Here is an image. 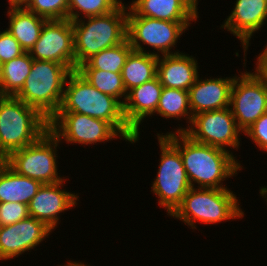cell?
I'll return each mask as SVG.
<instances>
[{
  "mask_svg": "<svg viewBox=\"0 0 267 266\" xmlns=\"http://www.w3.org/2000/svg\"><path fill=\"white\" fill-rule=\"evenodd\" d=\"M61 106L58 112H75L109 122L131 143L136 132L127 124L123 104L110 95L100 92L77 71H72L66 80Z\"/></svg>",
  "mask_w": 267,
  "mask_h": 266,
  "instance_id": "2",
  "label": "cell"
},
{
  "mask_svg": "<svg viewBox=\"0 0 267 266\" xmlns=\"http://www.w3.org/2000/svg\"><path fill=\"white\" fill-rule=\"evenodd\" d=\"M156 114L166 118V120L171 118L174 120L186 119L188 128L193 117L188 91L163 87Z\"/></svg>",
  "mask_w": 267,
  "mask_h": 266,
  "instance_id": "25",
  "label": "cell"
},
{
  "mask_svg": "<svg viewBox=\"0 0 267 266\" xmlns=\"http://www.w3.org/2000/svg\"><path fill=\"white\" fill-rule=\"evenodd\" d=\"M28 0H19V5H24Z\"/></svg>",
  "mask_w": 267,
  "mask_h": 266,
  "instance_id": "40",
  "label": "cell"
},
{
  "mask_svg": "<svg viewBox=\"0 0 267 266\" xmlns=\"http://www.w3.org/2000/svg\"><path fill=\"white\" fill-rule=\"evenodd\" d=\"M8 32L19 42L25 52H29L38 41L47 19L27 10L23 5H9Z\"/></svg>",
  "mask_w": 267,
  "mask_h": 266,
  "instance_id": "21",
  "label": "cell"
},
{
  "mask_svg": "<svg viewBox=\"0 0 267 266\" xmlns=\"http://www.w3.org/2000/svg\"><path fill=\"white\" fill-rule=\"evenodd\" d=\"M164 136L179 150L193 188H228L223 182L244 168L231 150L196 142L184 132L170 131Z\"/></svg>",
  "mask_w": 267,
  "mask_h": 266,
  "instance_id": "1",
  "label": "cell"
},
{
  "mask_svg": "<svg viewBox=\"0 0 267 266\" xmlns=\"http://www.w3.org/2000/svg\"><path fill=\"white\" fill-rule=\"evenodd\" d=\"M235 76L201 79L199 75L194 85L188 90L192 116L204 111L229 107L230 92Z\"/></svg>",
  "mask_w": 267,
  "mask_h": 266,
  "instance_id": "18",
  "label": "cell"
},
{
  "mask_svg": "<svg viewBox=\"0 0 267 266\" xmlns=\"http://www.w3.org/2000/svg\"><path fill=\"white\" fill-rule=\"evenodd\" d=\"M59 266H90V265H87L85 263H82L80 261H72V260H69L67 261V263L65 265H59Z\"/></svg>",
  "mask_w": 267,
  "mask_h": 266,
  "instance_id": "36",
  "label": "cell"
},
{
  "mask_svg": "<svg viewBox=\"0 0 267 266\" xmlns=\"http://www.w3.org/2000/svg\"><path fill=\"white\" fill-rule=\"evenodd\" d=\"M258 146L260 151L267 153V113L257 119L244 133Z\"/></svg>",
  "mask_w": 267,
  "mask_h": 266,
  "instance_id": "32",
  "label": "cell"
},
{
  "mask_svg": "<svg viewBox=\"0 0 267 266\" xmlns=\"http://www.w3.org/2000/svg\"><path fill=\"white\" fill-rule=\"evenodd\" d=\"M196 57L183 52L160 55L157 61V77L166 88L188 91L200 75Z\"/></svg>",
  "mask_w": 267,
  "mask_h": 266,
  "instance_id": "19",
  "label": "cell"
},
{
  "mask_svg": "<svg viewBox=\"0 0 267 266\" xmlns=\"http://www.w3.org/2000/svg\"><path fill=\"white\" fill-rule=\"evenodd\" d=\"M127 5L137 16L167 20L171 22H191L199 18L182 0H132Z\"/></svg>",
  "mask_w": 267,
  "mask_h": 266,
  "instance_id": "20",
  "label": "cell"
},
{
  "mask_svg": "<svg viewBox=\"0 0 267 266\" xmlns=\"http://www.w3.org/2000/svg\"><path fill=\"white\" fill-rule=\"evenodd\" d=\"M7 159L6 154L0 149V170L7 165Z\"/></svg>",
  "mask_w": 267,
  "mask_h": 266,
  "instance_id": "35",
  "label": "cell"
},
{
  "mask_svg": "<svg viewBox=\"0 0 267 266\" xmlns=\"http://www.w3.org/2000/svg\"><path fill=\"white\" fill-rule=\"evenodd\" d=\"M234 8L220 26L240 40L244 51V67L246 53L254 33L261 31L267 22V0H236Z\"/></svg>",
  "mask_w": 267,
  "mask_h": 266,
  "instance_id": "16",
  "label": "cell"
},
{
  "mask_svg": "<svg viewBox=\"0 0 267 266\" xmlns=\"http://www.w3.org/2000/svg\"><path fill=\"white\" fill-rule=\"evenodd\" d=\"M66 179L54 184H42L28 204L29 216L44 222L52 230L59 224L61 213L75 208L77 201H80L78 193L63 189Z\"/></svg>",
  "mask_w": 267,
  "mask_h": 266,
  "instance_id": "15",
  "label": "cell"
},
{
  "mask_svg": "<svg viewBox=\"0 0 267 266\" xmlns=\"http://www.w3.org/2000/svg\"><path fill=\"white\" fill-rule=\"evenodd\" d=\"M44 222L27 218L0 228V260H11L25 252H31L52 233Z\"/></svg>",
  "mask_w": 267,
  "mask_h": 266,
  "instance_id": "14",
  "label": "cell"
},
{
  "mask_svg": "<svg viewBox=\"0 0 267 266\" xmlns=\"http://www.w3.org/2000/svg\"><path fill=\"white\" fill-rule=\"evenodd\" d=\"M157 133L160 161L151 192L157 196L158 205L171 215L181 204L191 188L179 150L163 135Z\"/></svg>",
  "mask_w": 267,
  "mask_h": 266,
  "instance_id": "7",
  "label": "cell"
},
{
  "mask_svg": "<svg viewBox=\"0 0 267 266\" xmlns=\"http://www.w3.org/2000/svg\"><path fill=\"white\" fill-rule=\"evenodd\" d=\"M5 97L4 93L2 92V90L0 89V102L3 100V98Z\"/></svg>",
  "mask_w": 267,
  "mask_h": 266,
  "instance_id": "39",
  "label": "cell"
},
{
  "mask_svg": "<svg viewBox=\"0 0 267 266\" xmlns=\"http://www.w3.org/2000/svg\"><path fill=\"white\" fill-rule=\"evenodd\" d=\"M42 183L15 172L8 164L0 170V203L28 205Z\"/></svg>",
  "mask_w": 267,
  "mask_h": 266,
  "instance_id": "22",
  "label": "cell"
},
{
  "mask_svg": "<svg viewBox=\"0 0 267 266\" xmlns=\"http://www.w3.org/2000/svg\"><path fill=\"white\" fill-rule=\"evenodd\" d=\"M69 0H28L23 6L47 20L68 19Z\"/></svg>",
  "mask_w": 267,
  "mask_h": 266,
  "instance_id": "29",
  "label": "cell"
},
{
  "mask_svg": "<svg viewBox=\"0 0 267 266\" xmlns=\"http://www.w3.org/2000/svg\"><path fill=\"white\" fill-rule=\"evenodd\" d=\"M72 70L53 61L34 60L24 86L15 96L50 120L59 110Z\"/></svg>",
  "mask_w": 267,
  "mask_h": 266,
  "instance_id": "5",
  "label": "cell"
},
{
  "mask_svg": "<svg viewBox=\"0 0 267 266\" xmlns=\"http://www.w3.org/2000/svg\"><path fill=\"white\" fill-rule=\"evenodd\" d=\"M93 87L104 94L117 98L122 104L127 92L121 73L106 72L97 69H76Z\"/></svg>",
  "mask_w": 267,
  "mask_h": 266,
  "instance_id": "27",
  "label": "cell"
},
{
  "mask_svg": "<svg viewBox=\"0 0 267 266\" xmlns=\"http://www.w3.org/2000/svg\"><path fill=\"white\" fill-rule=\"evenodd\" d=\"M34 60L53 61L75 71L74 33L69 19L47 20L28 52Z\"/></svg>",
  "mask_w": 267,
  "mask_h": 266,
  "instance_id": "13",
  "label": "cell"
},
{
  "mask_svg": "<svg viewBox=\"0 0 267 266\" xmlns=\"http://www.w3.org/2000/svg\"><path fill=\"white\" fill-rule=\"evenodd\" d=\"M175 132H184L192 140L222 149L240 148L243 133L229 107L221 110L204 111L192 117L188 128L178 127ZM240 140V141H239Z\"/></svg>",
  "mask_w": 267,
  "mask_h": 266,
  "instance_id": "12",
  "label": "cell"
},
{
  "mask_svg": "<svg viewBox=\"0 0 267 266\" xmlns=\"http://www.w3.org/2000/svg\"><path fill=\"white\" fill-rule=\"evenodd\" d=\"M124 4L104 15L72 21L75 70L94 54L127 39L128 7Z\"/></svg>",
  "mask_w": 267,
  "mask_h": 266,
  "instance_id": "3",
  "label": "cell"
},
{
  "mask_svg": "<svg viewBox=\"0 0 267 266\" xmlns=\"http://www.w3.org/2000/svg\"><path fill=\"white\" fill-rule=\"evenodd\" d=\"M162 89L163 86L156 77L127 92L123 112L127 124L136 132V137L131 144L140 139V125L146 117L155 115Z\"/></svg>",
  "mask_w": 267,
  "mask_h": 266,
  "instance_id": "17",
  "label": "cell"
},
{
  "mask_svg": "<svg viewBox=\"0 0 267 266\" xmlns=\"http://www.w3.org/2000/svg\"><path fill=\"white\" fill-rule=\"evenodd\" d=\"M198 15V0H182Z\"/></svg>",
  "mask_w": 267,
  "mask_h": 266,
  "instance_id": "34",
  "label": "cell"
},
{
  "mask_svg": "<svg viewBox=\"0 0 267 266\" xmlns=\"http://www.w3.org/2000/svg\"><path fill=\"white\" fill-rule=\"evenodd\" d=\"M33 59L28 52L0 65V89L5 96H16L30 74Z\"/></svg>",
  "mask_w": 267,
  "mask_h": 266,
  "instance_id": "24",
  "label": "cell"
},
{
  "mask_svg": "<svg viewBox=\"0 0 267 266\" xmlns=\"http://www.w3.org/2000/svg\"><path fill=\"white\" fill-rule=\"evenodd\" d=\"M264 49L259 53L256 64L267 74V45L263 46Z\"/></svg>",
  "mask_w": 267,
  "mask_h": 266,
  "instance_id": "33",
  "label": "cell"
},
{
  "mask_svg": "<svg viewBox=\"0 0 267 266\" xmlns=\"http://www.w3.org/2000/svg\"><path fill=\"white\" fill-rule=\"evenodd\" d=\"M260 195L262 196V198H265L266 200V205H267V186H262V188L260 187L259 190Z\"/></svg>",
  "mask_w": 267,
  "mask_h": 266,
  "instance_id": "37",
  "label": "cell"
},
{
  "mask_svg": "<svg viewBox=\"0 0 267 266\" xmlns=\"http://www.w3.org/2000/svg\"><path fill=\"white\" fill-rule=\"evenodd\" d=\"M121 3L122 0H69L68 19L77 21L86 17L104 15L114 11Z\"/></svg>",
  "mask_w": 267,
  "mask_h": 266,
  "instance_id": "28",
  "label": "cell"
},
{
  "mask_svg": "<svg viewBox=\"0 0 267 266\" xmlns=\"http://www.w3.org/2000/svg\"><path fill=\"white\" fill-rule=\"evenodd\" d=\"M132 50L129 40L126 39L121 44L94 54L85 63L78 66L77 69H97L106 72L121 73L126 58Z\"/></svg>",
  "mask_w": 267,
  "mask_h": 266,
  "instance_id": "26",
  "label": "cell"
},
{
  "mask_svg": "<svg viewBox=\"0 0 267 266\" xmlns=\"http://www.w3.org/2000/svg\"><path fill=\"white\" fill-rule=\"evenodd\" d=\"M158 58L152 51L129 53L121 72L126 92L157 77Z\"/></svg>",
  "mask_w": 267,
  "mask_h": 266,
  "instance_id": "23",
  "label": "cell"
},
{
  "mask_svg": "<svg viewBox=\"0 0 267 266\" xmlns=\"http://www.w3.org/2000/svg\"><path fill=\"white\" fill-rule=\"evenodd\" d=\"M254 72L235 76L230 92V106L237 126L244 133L267 113V74L257 65Z\"/></svg>",
  "mask_w": 267,
  "mask_h": 266,
  "instance_id": "10",
  "label": "cell"
},
{
  "mask_svg": "<svg viewBox=\"0 0 267 266\" xmlns=\"http://www.w3.org/2000/svg\"><path fill=\"white\" fill-rule=\"evenodd\" d=\"M24 52L19 42L7 29L0 31V65L20 56Z\"/></svg>",
  "mask_w": 267,
  "mask_h": 266,
  "instance_id": "31",
  "label": "cell"
},
{
  "mask_svg": "<svg viewBox=\"0 0 267 266\" xmlns=\"http://www.w3.org/2000/svg\"><path fill=\"white\" fill-rule=\"evenodd\" d=\"M57 137L48 130L37 141L13 151L7 164L18 174L40 181L42 184H54L65 179L58 173ZM59 174V176H58Z\"/></svg>",
  "mask_w": 267,
  "mask_h": 266,
  "instance_id": "9",
  "label": "cell"
},
{
  "mask_svg": "<svg viewBox=\"0 0 267 266\" xmlns=\"http://www.w3.org/2000/svg\"><path fill=\"white\" fill-rule=\"evenodd\" d=\"M29 216L28 205L17 202L0 203L1 226L15 224Z\"/></svg>",
  "mask_w": 267,
  "mask_h": 266,
  "instance_id": "30",
  "label": "cell"
},
{
  "mask_svg": "<svg viewBox=\"0 0 267 266\" xmlns=\"http://www.w3.org/2000/svg\"><path fill=\"white\" fill-rule=\"evenodd\" d=\"M236 196L229 188L191 187L170 216L184 222L193 230L197 229V222L212 225L231 219H242L245 214Z\"/></svg>",
  "mask_w": 267,
  "mask_h": 266,
  "instance_id": "4",
  "label": "cell"
},
{
  "mask_svg": "<svg viewBox=\"0 0 267 266\" xmlns=\"http://www.w3.org/2000/svg\"><path fill=\"white\" fill-rule=\"evenodd\" d=\"M48 130L49 120L22 100L5 96L0 102V149L7 157L34 143Z\"/></svg>",
  "mask_w": 267,
  "mask_h": 266,
  "instance_id": "6",
  "label": "cell"
},
{
  "mask_svg": "<svg viewBox=\"0 0 267 266\" xmlns=\"http://www.w3.org/2000/svg\"><path fill=\"white\" fill-rule=\"evenodd\" d=\"M49 130L68 145H94L120 137L125 140L109 122L75 112H57L49 120Z\"/></svg>",
  "mask_w": 267,
  "mask_h": 266,
  "instance_id": "11",
  "label": "cell"
},
{
  "mask_svg": "<svg viewBox=\"0 0 267 266\" xmlns=\"http://www.w3.org/2000/svg\"><path fill=\"white\" fill-rule=\"evenodd\" d=\"M191 22H171L137 16L129 7L127 12V39L134 51L147 53L143 45L154 50V55H170L180 51H173L181 35L188 30ZM142 42V44H141ZM171 50V51H170Z\"/></svg>",
  "mask_w": 267,
  "mask_h": 266,
  "instance_id": "8",
  "label": "cell"
},
{
  "mask_svg": "<svg viewBox=\"0 0 267 266\" xmlns=\"http://www.w3.org/2000/svg\"><path fill=\"white\" fill-rule=\"evenodd\" d=\"M9 5H19V0H8Z\"/></svg>",
  "mask_w": 267,
  "mask_h": 266,
  "instance_id": "38",
  "label": "cell"
}]
</instances>
